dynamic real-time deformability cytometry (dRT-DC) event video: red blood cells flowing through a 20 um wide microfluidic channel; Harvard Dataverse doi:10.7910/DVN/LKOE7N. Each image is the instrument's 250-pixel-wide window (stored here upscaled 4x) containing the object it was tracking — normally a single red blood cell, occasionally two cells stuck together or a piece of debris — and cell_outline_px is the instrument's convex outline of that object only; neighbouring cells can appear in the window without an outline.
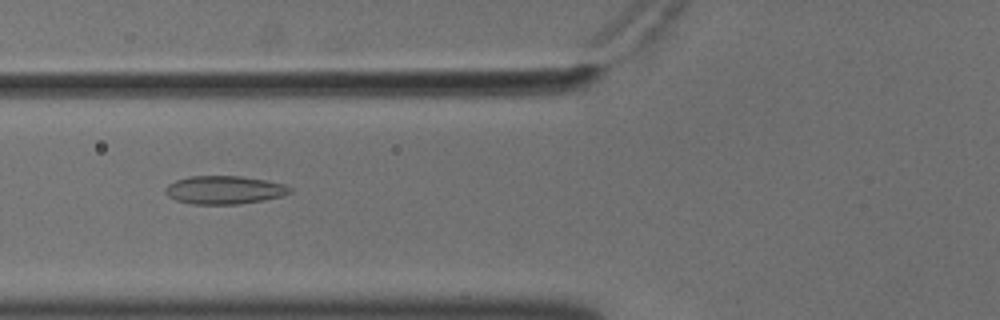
{"species": "common noctule bat (a hibernating species)", "species_latin": "Nyctalus noctula", "temperature_condition": "cold", "stored_images_in_passage": 47, "camera_frame_rate_fps": 3000, "um_per_image_px": 0.085, "animal": {"sex": "male", "body_mass_g": 18.8}, "frame": {"image": 1, "passage_image": 14, "time_ms": 4.333, "image_size_px": [1000, 320], "cell_outline_px": [[292, 192], [284, 196], [264, 200], [236, 204], [192, 204], [176, 200], [168, 196], [164, 192], [164, 188], [168, 184], [176, 180], [188, 176], [240, 176], [264, 180], [284, 184], [292, 188]], "centroid_in_image_um": [19.06, 16.14], "position_along_channel_um": 106.7, "area_um2": 20.58}}
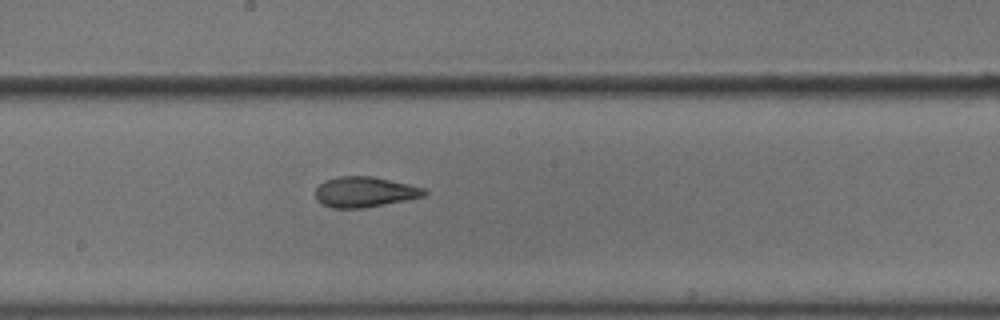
{"frame": {"image": 2, "passage_image": 23, "time_ms": 7.333, "image_size_px": [1000, 320], "cell_outline_px": [[428, 192], [424, 196], [364, 208], [332, 208], [320, 204], [316, 200], [316, 188], [324, 180], [336, 176], [372, 176], [408, 184], [424, 188]], "centroid_in_image_um": [30.94, 16.31], "position_along_channel_um": 217.3, "area_um2": 19.31}}
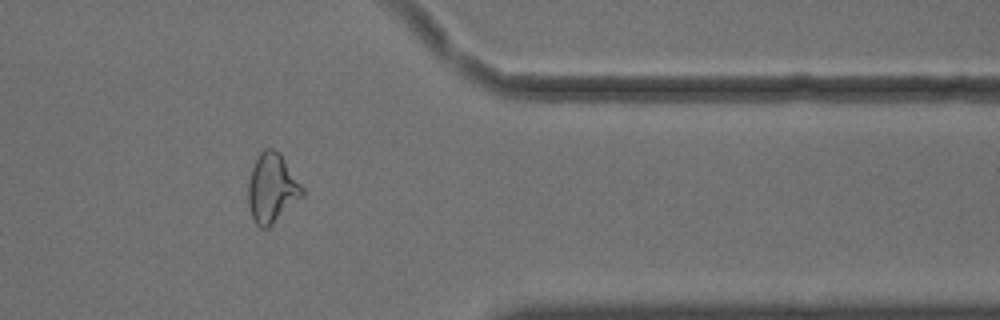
{"frame": {"image": 3, "passage_image": 38, "time_ms": 12.333, "image_size_px": [1000, 320], "cell_outline_px": [[304, 196], [268, 228], [260, 228], [256, 224], [252, 216], [248, 204], [248, 184], [252, 168], [256, 156], [264, 148], [272, 148], [280, 152], [304, 188]], "centroid_in_image_um": [23.13, 15.98], "position_along_channel_um": 388.3, "area_um2": 22.02}, "authors_computed_cell_mechanics": {"area_um2": 20.808, "velocity_mm_per_s": 3.6666, "shape_relaxation_time_tau1_ms": null, "shape_relaxation_time_tau2_ms": 1.7767, "deformation_change_tau1": null, "deformation_change_tau2": 0.0783}}